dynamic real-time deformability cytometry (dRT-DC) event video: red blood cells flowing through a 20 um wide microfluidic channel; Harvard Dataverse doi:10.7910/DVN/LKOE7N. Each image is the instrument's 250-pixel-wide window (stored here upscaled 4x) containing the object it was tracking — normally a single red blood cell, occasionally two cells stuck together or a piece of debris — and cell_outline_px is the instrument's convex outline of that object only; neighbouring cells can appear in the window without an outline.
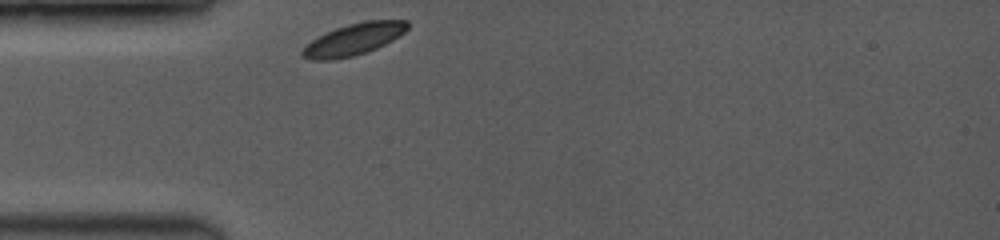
{"species": "common noctule bat (a hibernating species)", "species_latin": "Nyctalus noctula", "temperature_condition": "room temperature", "stored_images_in_passage": 34, "camera_frame_rate_fps": 3500, "um_per_image_px": 0.085, "animal": {"sex": "female", "body_mass_g": 19.0, "forearm_length_mm": 53.3}, "frame": {"image": 1, "passage_image": 1, "time_ms": 0.0, "image_size_px": [1000, 240], "cell_outline_px": [[408, 28], [404, 32], [392, 40], [376, 48], [352, 56], [332, 60], [312, 60], [300, 56], [300, 52], [312, 40], [336, 28], [348, 24], [364, 20], [408, 20]], "centroid_in_image_um": [30.06, 3.34], "position_along_channel_um": 54.9, "area_um2": 19.13}}
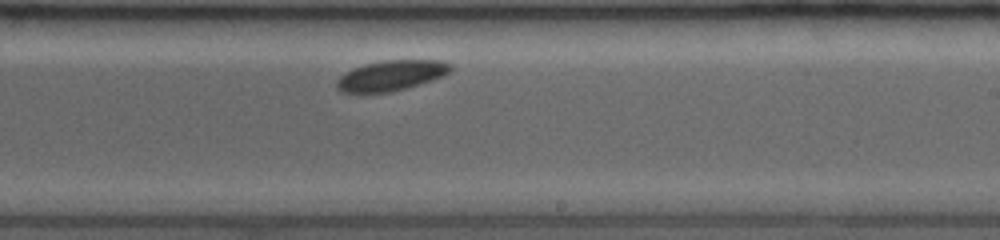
{"frame": {"image": 2, "passage_image": 20, "time_ms": 5.429, "image_size_px": [1000, 240], "cell_outline_px": [[452, 68], [444, 76], [420, 84], [388, 92], [340, 92], [336, 88], [336, 80], [340, 76], [352, 68], [364, 64], [384, 60], [444, 60], [452, 64]], "centroid_in_image_um": [33.25, 6.4], "position_along_channel_um": 255.7, "area_um2": 20.11}}
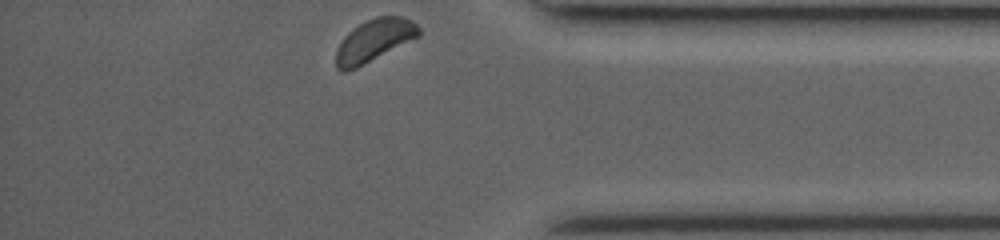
{"frame": {"image": 3, "passage_image": 34, "time_ms": 9.429, "image_size_px": [1000, 240], "cell_outline_px": [[420, 36], [356, 68], [344, 72], [340, 72], [336, 68], [336, 48], [344, 36], [348, 32], [360, 24], [376, 16], [400, 16], [412, 20], [420, 28]], "centroid_in_image_um": [31.79, 3.44], "position_along_channel_um": 403.4, "area_um2": 20.35}}